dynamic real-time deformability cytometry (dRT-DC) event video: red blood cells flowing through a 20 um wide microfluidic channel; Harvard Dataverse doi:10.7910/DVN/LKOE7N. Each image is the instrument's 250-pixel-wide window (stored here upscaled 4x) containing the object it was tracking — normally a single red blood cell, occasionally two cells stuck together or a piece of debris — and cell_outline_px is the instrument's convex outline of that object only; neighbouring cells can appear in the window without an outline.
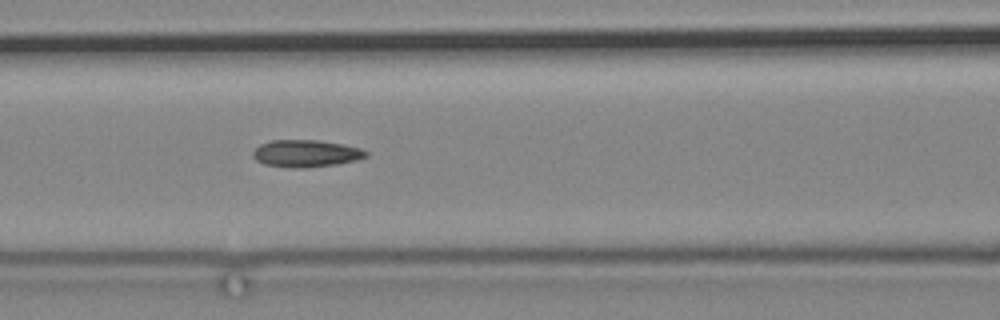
{"species": "common noctule bat (a hibernating species)", "species_latin": "Nyctalus noctula", "temperature_condition": "cold", "stored_images_in_passage": 11, "camera_frame_rate_fps": 3000, "um_per_image_px": 0.085, "animal": {"sex": "male", "body_mass_g": 19.2, "forearm_length_mm": 51.8}, "frame": {"image": 1, "passage_image": 11, "time_ms": 16.0, "image_size_px": [1000, 320], "cell_outline_px": [[368, 156], [356, 160], [336, 164], [304, 168], [296, 168], [264, 164], [256, 160], [252, 156], [252, 152], [260, 144], [272, 140], [316, 140], [340, 144], [360, 148], [368, 152]], "centroid_in_image_um": [25.99, 13.04], "position_along_channel_um": 140.6, "area_um2": 17.74}}